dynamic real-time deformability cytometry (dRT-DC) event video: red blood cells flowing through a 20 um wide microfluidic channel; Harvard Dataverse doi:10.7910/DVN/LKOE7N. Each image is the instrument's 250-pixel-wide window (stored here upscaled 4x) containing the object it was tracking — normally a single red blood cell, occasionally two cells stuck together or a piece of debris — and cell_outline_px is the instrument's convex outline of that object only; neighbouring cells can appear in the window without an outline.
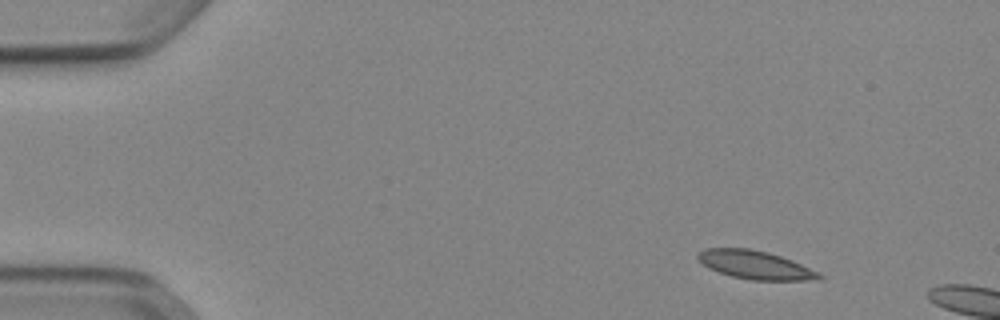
{"species": "Egyptian fruit bat (a non-hibernating species)", "species_latin": "Rousettus aegyptiacus", "temperature_condition": "cold", "stored_images_in_passage": 10, "camera_frame_rate_fps": 3000, "um_per_image_px": 0.085, "animal": {"sex": "female"}, "frame": {"image": 1, "passage_image": 6, "time_ms": 1.667, "image_size_px": [1000, 320], "cell_outline_px": [[824, 276], [820, 280], [752, 280], [732, 276], [708, 268], [696, 256], [704, 248], [748, 248], [768, 252], [792, 260]], "centroid_in_image_um": [64.19, 22.51], "position_along_channel_um": 20.8, "area_um2": 19.77}}